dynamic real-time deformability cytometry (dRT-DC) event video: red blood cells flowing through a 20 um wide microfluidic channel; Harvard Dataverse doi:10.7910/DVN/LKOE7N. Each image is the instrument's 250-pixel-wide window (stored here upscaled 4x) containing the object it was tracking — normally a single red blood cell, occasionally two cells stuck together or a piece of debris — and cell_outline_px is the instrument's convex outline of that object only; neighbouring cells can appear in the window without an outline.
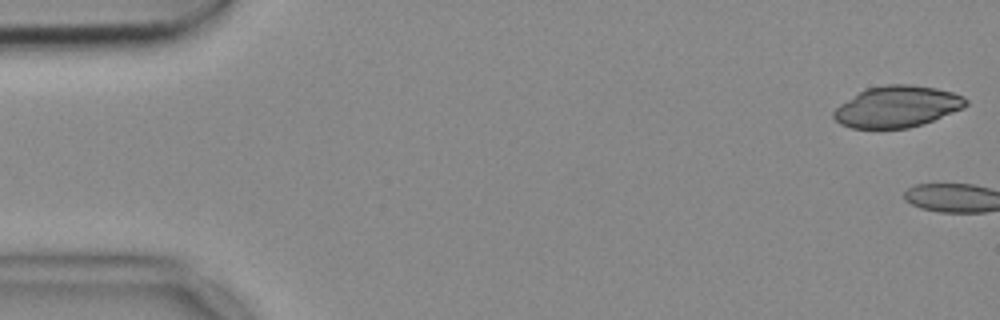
{"species": "common noctule bat (a hibernating species)", "species_latin": "Nyctalus noctula", "temperature_condition": "cold", "stored_images_in_passage": 3, "camera_frame_rate_fps": 3000, "um_per_image_px": 0.085, "animal": {"sex": "female", "body_mass_g": 18.4}, "frame": {"image": 1, "passage_image": 1, "time_ms": 0.0, "image_size_px": [1000, 320], "cell_outline_px": [[968, 104], [964, 108], [932, 120], [908, 128], [852, 128], [840, 124], [832, 116], [832, 112], [840, 104], [860, 92], [868, 88], [884, 84], [908, 84], [936, 88], [952, 92], [964, 96], [968, 100]], "centroid_in_image_um": [76.26, 9.06], "position_along_channel_um": 8.7, "area_um2": 31.67}}